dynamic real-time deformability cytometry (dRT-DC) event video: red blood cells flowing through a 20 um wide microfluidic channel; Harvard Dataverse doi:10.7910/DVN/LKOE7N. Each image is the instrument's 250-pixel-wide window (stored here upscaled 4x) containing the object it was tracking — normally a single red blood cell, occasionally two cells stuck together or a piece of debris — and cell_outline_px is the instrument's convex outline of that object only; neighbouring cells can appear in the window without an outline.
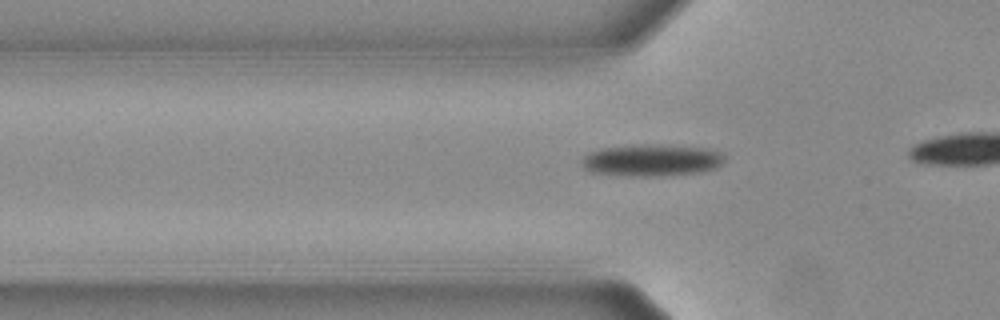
{"species": "Egyptian fruit bat (a non-hibernating species)", "species_latin": "Rousettus aegyptiacus", "temperature_condition": "warm", "stored_images_in_passage": 19, "camera_frame_rate_fps": 3000, "um_per_image_px": 0.085, "animal": {"sex": "female"}, "frame": {"image": 1, "passage_image": 9, "time_ms": 2.667, "image_size_px": [1000, 320], "cell_outline_px": [[724, 160], [716, 168], [700, 172], [664, 176], [632, 176], [592, 172], [584, 168], [584, 156], [600, 148], [632, 144], [656, 144], [704, 148], [720, 152], [724, 156]], "centroid_in_image_um": [55.41, 13.61], "position_along_channel_um": 70.4, "area_um2": 26.47}}
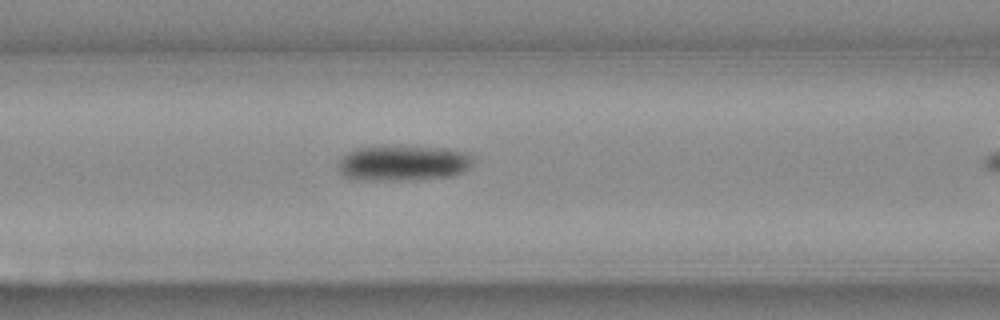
{"frame": {"image": 2, "passage_image": 14, "time_ms": 4.333, "image_size_px": [1000, 320], "cell_outline_px": [[472, 160], [468, 168], [452, 176], [400, 180], [348, 180], [340, 172], [340, 160], [348, 152], [356, 148], [448, 148], [468, 152], [472, 156]], "centroid_in_image_um": [34.26, 13.89], "position_along_channel_um": 132.3, "area_um2": 27.11}}
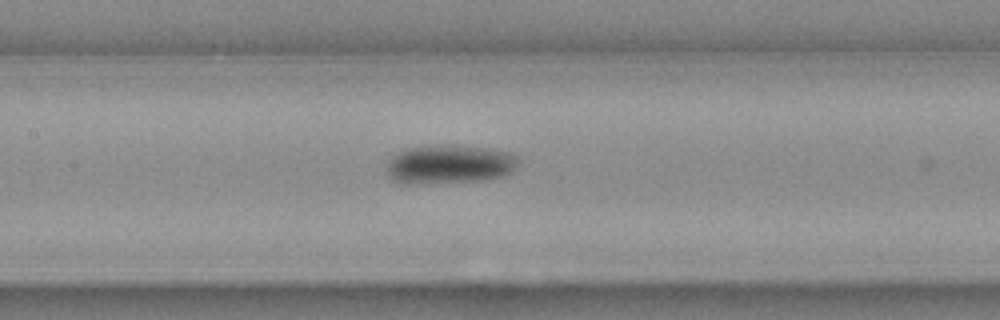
{"frame": {"image": 3, "passage_image": 17, "time_ms": 5.333, "image_size_px": [1000, 320], "cell_outline_px": [[520, 160], [516, 168], [512, 172], [504, 176], [480, 180], [408, 184], [404, 184], [392, 180], [388, 172], [388, 160], [392, 156], [408, 148], [436, 144], [452, 144], [484, 148], [512, 152]], "centroid_in_image_um": [38.23, 13.95], "position_along_channel_um": 169.2, "area_um2": 30.0}}